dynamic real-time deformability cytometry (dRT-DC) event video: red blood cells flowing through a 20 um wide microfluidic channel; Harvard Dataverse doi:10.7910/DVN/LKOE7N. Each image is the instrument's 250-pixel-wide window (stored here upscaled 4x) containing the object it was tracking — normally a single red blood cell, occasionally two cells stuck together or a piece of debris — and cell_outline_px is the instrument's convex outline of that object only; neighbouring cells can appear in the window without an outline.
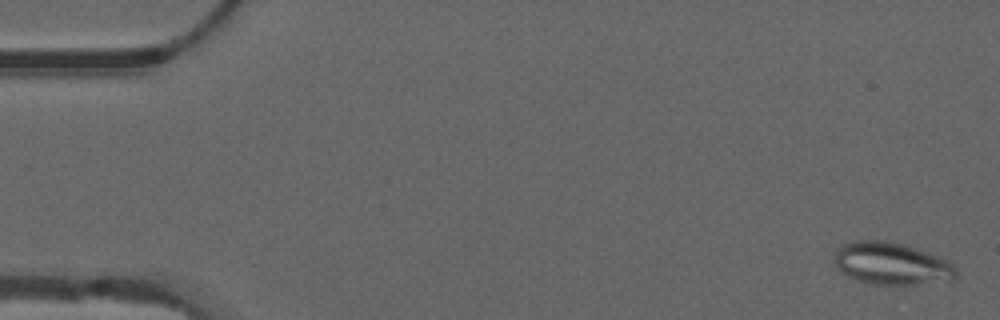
{"species": "common noctule bat (a hibernating species)", "species_latin": "Nyctalus noctula", "temperature_condition": "warm", "stored_images_in_passage": 54, "camera_frame_rate_fps": 3000, "um_per_image_px": 0.085, "animal": {"sex": "male", "forearm_length_mm": 52.5}, "frame": {"image": 1, "passage_image": 2, "time_ms": 0.333, "image_size_px": [1000, 320], "cell_outline_px": [[956, 280], [912, 284], [872, 284], [856, 280], [848, 276], [832, 260], [836, 248], [840, 244], [856, 240], [888, 240], [904, 244], [940, 256], [952, 264], [956, 268]], "centroid_in_image_um": [75.77, 22.38], "position_along_channel_um": 9.2, "area_um2": 30.23}}
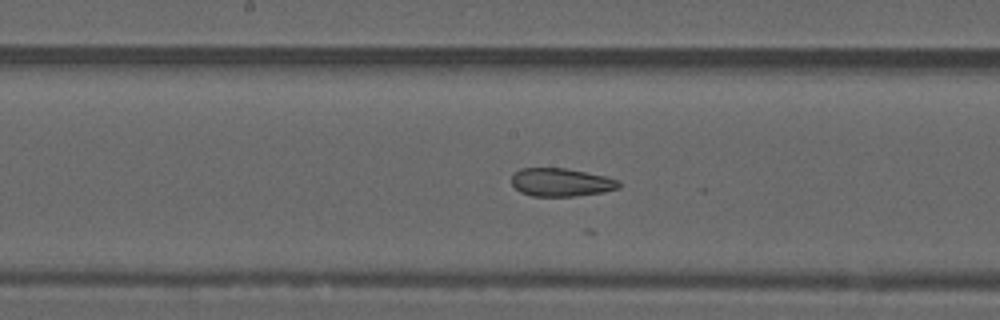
{"frame": {"image": 2, "passage_image": 28, "time_ms": 9.0, "image_size_px": [1000, 320], "cell_outline_px": [[620, 188], [604, 192], [576, 196], [532, 196], [520, 192], [512, 184], [512, 172], [520, 168], [568, 168], [604, 176], [620, 180]], "centroid_in_image_um": [47.69, 15.49], "position_along_channel_um": 200.5, "area_um2": 17.8}}
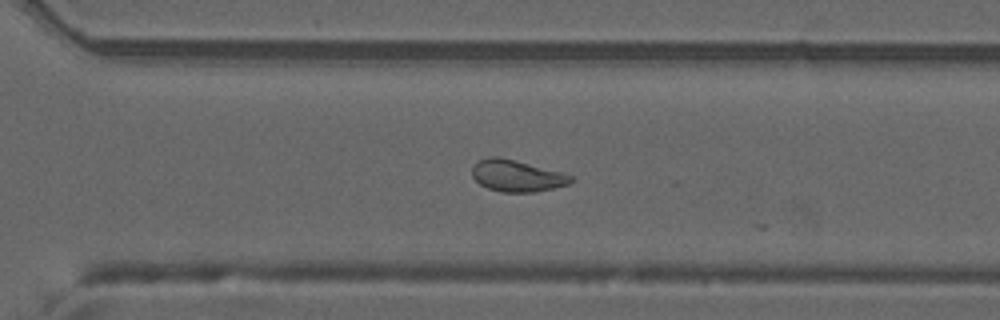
{"frame": {"image": 3, "passage_image": 38, "time_ms": 12.333, "image_size_px": [1000, 320], "cell_outline_px": [[576, 180], [568, 184], [552, 188], [532, 192], [500, 192], [488, 188], [480, 184], [472, 176], [472, 164], [476, 160], [488, 156], [500, 156], [560, 172], [572, 176]], "centroid_in_image_um": [43.87, 14.92], "position_along_channel_um": 326.7, "area_um2": 18.26}, "authors_computed_cell_mechanics": {"area_um2": 19.941, "velocity_mm_per_s": 3.8041, "shape_relaxation_time_tau1_ms": null, "shape_relaxation_time_tau2_ms": 2.0952, "deformation_change_tau1": null, "deformation_change_tau2": 0.0909}}